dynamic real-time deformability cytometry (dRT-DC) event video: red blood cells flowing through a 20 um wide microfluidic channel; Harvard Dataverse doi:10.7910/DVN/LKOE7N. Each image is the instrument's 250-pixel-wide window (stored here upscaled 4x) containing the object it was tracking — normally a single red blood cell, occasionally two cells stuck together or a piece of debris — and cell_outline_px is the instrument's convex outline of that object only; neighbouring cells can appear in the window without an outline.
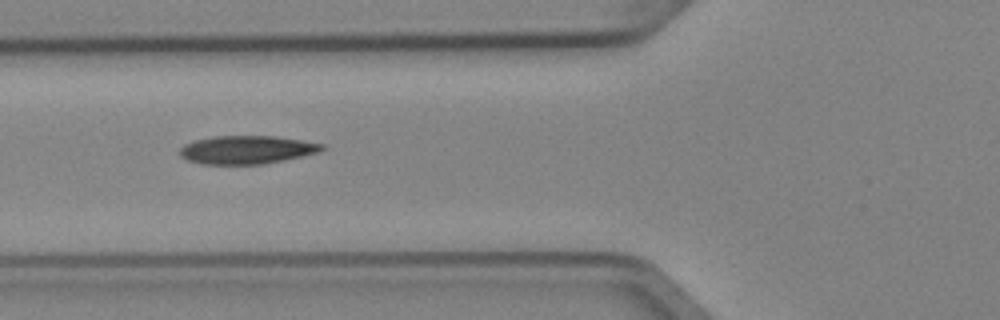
{"species": "Egyptian fruit bat (a non-hibernating species)", "species_latin": "Rousettus aegyptiacus", "temperature_condition": "cold", "stored_images_in_passage": 4, "camera_frame_rate_fps": 3000, "um_per_image_px": 0.085, "animal": {"sex": "female"}, "frame": {"image": 1, "passage_image": 2, "time_ms": 0.333, "image_size_px": [1000, 320], "cell_outline_px": [[324, 148], [316, 152], [284, 160], [260, 164], [200, 164], [188, 160], [180, 156], [180, 148], [184, 144], [196, 140], [216, 136], [276, 136], [324, 144]], "centroid_in_image_um": [20.93, 12.73], "position_along_channel_um": 104.9, "area_um2": 23.12}}